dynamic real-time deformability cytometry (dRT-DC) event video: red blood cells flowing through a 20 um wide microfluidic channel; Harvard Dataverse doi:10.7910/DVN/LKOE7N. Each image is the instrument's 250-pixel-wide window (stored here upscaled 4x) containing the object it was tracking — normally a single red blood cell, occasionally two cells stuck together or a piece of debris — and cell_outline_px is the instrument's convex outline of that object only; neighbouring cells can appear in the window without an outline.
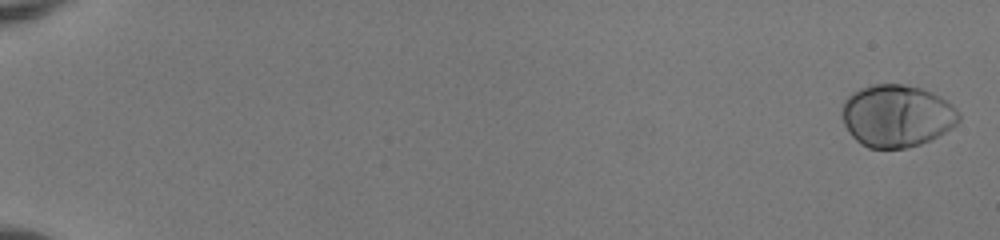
{"species": "human", "species_latin": "Homo sapiens", "temperature_condition": "room temperature", "stored_images_in_passage": 55, "camera_frame_rate_fps": 3000, "um_per_image_px": 0.085, "donor": {"sex": "female"}, "frame": {"image": 1, "passage_image": 2, "time_ms": 0.333, "image_size_px": [1000, 240], "cell_outline_px": [[960, 120], [952, 128], [920, 144], [904, 148], [868, 148], [860, 144], [848, 132], [844, 124], [840, 112], [844, 100], [852, 92], [860, 88], [872, 84], [904, 84], [920, 88], [932, 92], [940, 96], [952, 104], [960, 112]], "centroid_in_image_um": [76.2, 9.83], "position_along_channel_um": 8.8, "area_um2": 42.71}}
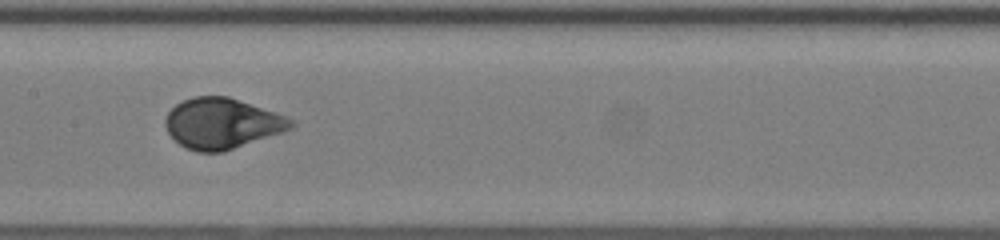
{"frame": {"image": 2, "passage_image": 31, "time_ms": 10.0, "image_size_px": [1000, 240], "cell_outline_px": [[296, 124], [292, 128], [284, 132], [224, 152], [196, 152], [184, 148], [168, 132], [164, 124], [164, 120], [168, 112], [176, 104], [192, 96], [228, 96], [276, 112], [292, 120]], "centroid_in_image_um": [18.87, 10.5], "position_along_channel_um": 188.5, "area_um2": 37.22}}
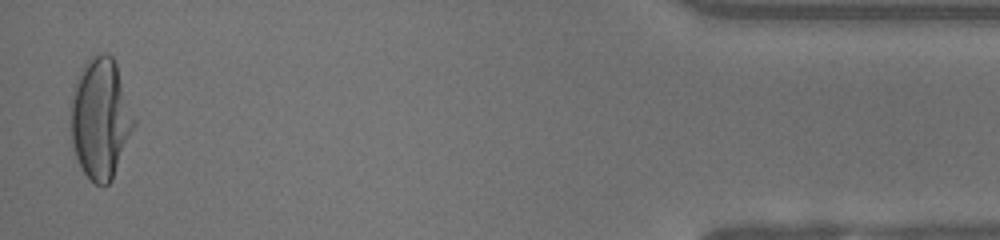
{"frame": {"image": 3, "passage_image": 54, "time_ms": 17.667, "image_size_px": [1000, 240], "cell_outline_px": [[136, 124], [112, 180], [104, 188], [96, 184], [84, 172], [76, 156], [72, 144], [72, 96], [80, 72], [84, 64], [92, 56], [112, 56], [116, 64], [136, 120]], "centroid_in_image_um": [8.57, 10.13], "position_along_channel_um": 426.6, "area_um2": 43.58}, "authors_computed_cell_mechanics": {"area_um2": 38.9572, "velocity_mm_per_s": 3.9908, "shape_relaxation_time_tau1_ms": 3.6165, "shape_relaxation_time_tau2_ms": null, "deformation_change_tau1": 0.1739, "deformation_change_tau2": null}}